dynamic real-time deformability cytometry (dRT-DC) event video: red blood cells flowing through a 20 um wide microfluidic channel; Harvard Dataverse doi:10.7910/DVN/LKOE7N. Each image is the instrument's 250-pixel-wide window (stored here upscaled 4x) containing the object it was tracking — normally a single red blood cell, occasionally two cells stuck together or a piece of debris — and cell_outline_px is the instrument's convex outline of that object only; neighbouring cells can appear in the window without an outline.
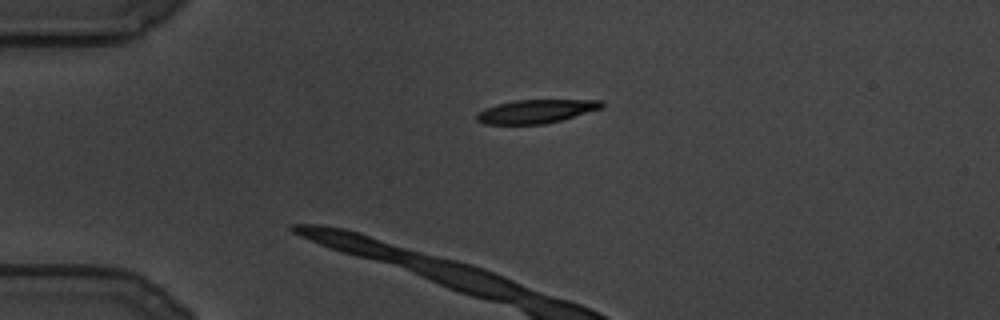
{"species": "common noctule bat (a hibernating species)", "species_latin": "Nyctalus noctula", "temperature_condition": "cold", "stored_images_in_passage": 8, "camera_frame_rate_fps": 3000, "um_per_image_px": 0.085, "animal": {"sex": "male", "body_mass_g": 19.5, "forearm_length_mm": 54.6}, "frame": {"image": 1, "passage_image": 1, "time_ms": 0.0, "image_size_px": [1000, 320], "cell_outline_px": [[604, 108], [560, 120], [544, 124], [484, 124], [476, 120], [476, 116], [484, 108], [496, 104], [516, 100], [604, 100]], "centroid_in_image_um": [45.58, 9.46], "position_along_channel_um": 39.4, "area_um2": 17.17}}